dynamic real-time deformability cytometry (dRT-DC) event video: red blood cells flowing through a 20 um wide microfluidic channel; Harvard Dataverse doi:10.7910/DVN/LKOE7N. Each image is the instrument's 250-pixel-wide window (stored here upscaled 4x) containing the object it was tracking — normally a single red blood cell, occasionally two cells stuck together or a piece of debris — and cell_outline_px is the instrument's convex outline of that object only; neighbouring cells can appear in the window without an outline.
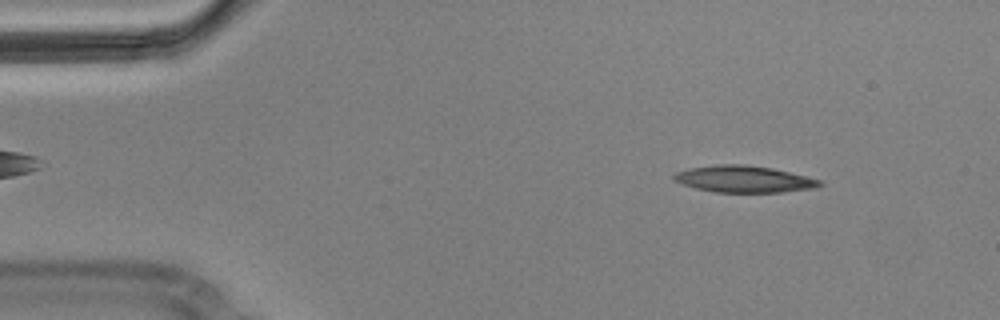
{"species": "Egyptian fruit bat (a non-hibernating species)", "species_latin": "Rousettus aegyptiacus", "temperature_condition": "cold", "stored_images_in_passage": 7, "camera_frame_rate_fps": 3000, "um_per_image_px": 0.085, "animal": {"sex": "male"}, "frame": {"image": 1, "passage_image": 1, "time_ms": 0.0, "image_size_px": [1000, 320], "cell_outline_px": [[824, 184], [816, 188], [784, 192], [716, 192], [696, 188], [672, 180], [672, 176], [676, 172], [688, 168], [716, 164], [744, 164], [772, 168], [820, 180]], "centroid_in_image_um": [63.21, 15.22], "position_along_channel_um": 21.8, "area_um2": 22.66}}
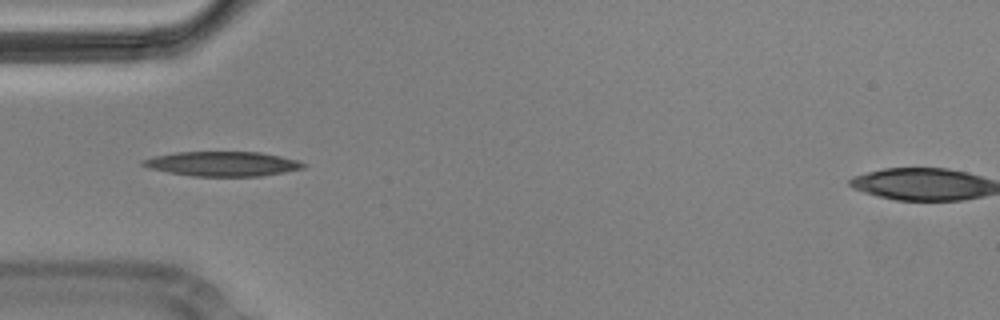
{"frame": {"image": 2, "passage_image": 4, "time_ms": 1.0, "image_size_px": [1000, 320], "cell_outline_px": [[308, 164], [304, 168], [284, 172], [260, 176], [192, 176], [168, 172], [148, 168], [140, 164], [140, 160], [156, 156], [176, 152], [260, 152], [300, 160]], "centroid_in_image_um": [18.93, 13.92], "position_along_channel_um": 66.1, "area_um2": 23.12}}